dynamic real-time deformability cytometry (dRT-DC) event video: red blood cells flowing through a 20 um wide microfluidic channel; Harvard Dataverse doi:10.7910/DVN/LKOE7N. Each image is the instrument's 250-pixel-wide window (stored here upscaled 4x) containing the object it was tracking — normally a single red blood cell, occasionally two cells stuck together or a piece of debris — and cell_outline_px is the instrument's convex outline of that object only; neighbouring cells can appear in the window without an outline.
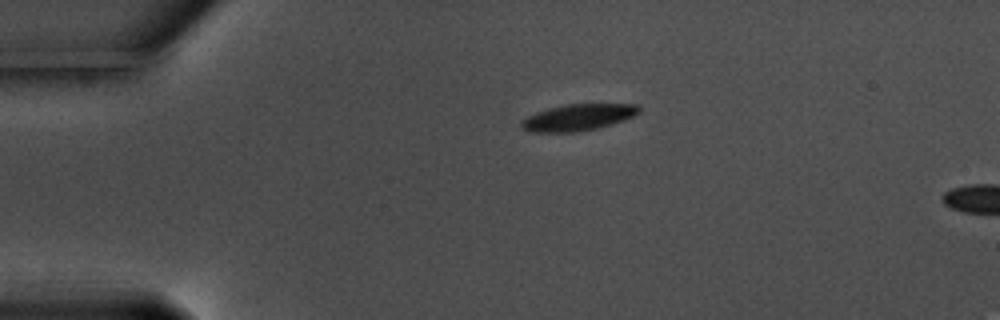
{"species": "common noctule bat (a hibernating species)", "species_latin": "Nyctalus noctula", "temperature_condition": "warm", "stored_images_in_passage": 5, "camera_frame_rate_fps": 3000, "um_per_image_px": 0.085, "animal": {"sex": "male", "body_mass_g": 17.5, "forearm_length_mm": 52.3}, "frame": {"image": 1, "passage_image": 1, "time_ms": 0.0, "image_size_px": [1000, 320], "cell_outline_px": [[640, 112], [624, 120], [600, 128], [576, 132], [528, 132], [520, 124], [520, 120], [536, 112], [568, 104], [636, 104], [640, 108]], "centroid_in_image_um": [49.14, 9.99], "position_along_channel_um": 35.9, "area_um2": 18.09}}